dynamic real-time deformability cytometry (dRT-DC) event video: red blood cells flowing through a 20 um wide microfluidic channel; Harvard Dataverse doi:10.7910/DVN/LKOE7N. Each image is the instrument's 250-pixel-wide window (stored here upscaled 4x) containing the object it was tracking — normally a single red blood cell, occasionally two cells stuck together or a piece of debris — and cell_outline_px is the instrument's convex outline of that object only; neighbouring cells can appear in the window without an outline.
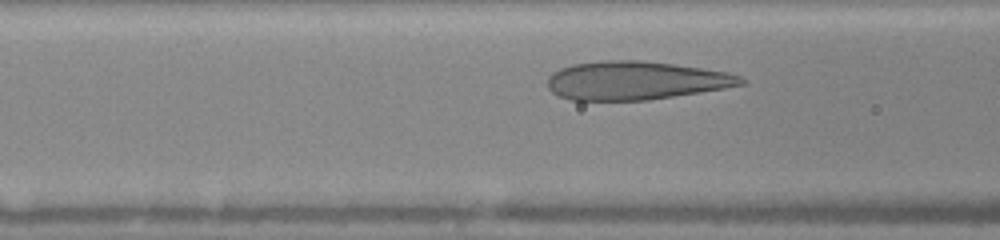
{"species": "human", "species_latin": "Homo sapiens", "temperature_condition": "warm", "stored_images_in_passage": 43, "camera_frame_rate_fps": 3000, "um_per_image_px": 0.085, "donor": {"sex": "female"}, "frame": {"image": 1, "passage_image": 10, "time_ms": 2.0, "image_size_px": [1000, 240], "cell_outline_px": [[744, 84], [724, 88], [648, 100], [572, 100], [556, 96], [548, 88], [548, 76], [552, 72], [560, 68], [572, 64], [608, 60], [640, 60], [672, 64], [728, 72], [740, 76], [744, 80]], "centroid_in_image_um": [53.97, 6.84], "position_along_channel_um": 112.6, "area_um2": 43.18}}
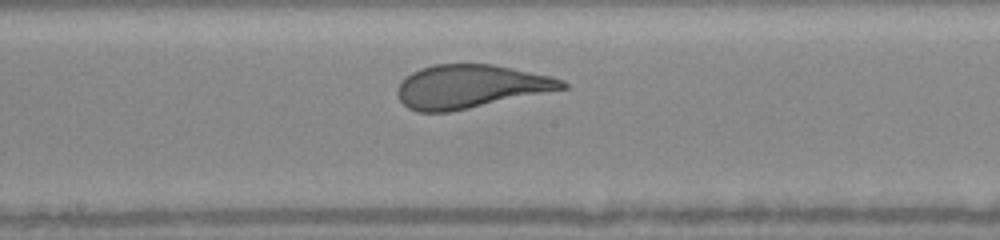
{"frame": {"image": 2, "passage_image": 22, "time_ms": 4.333, "image_size_px": [1000, 240], "cell_outline_px": [[568, 88], [448, 112], [416, 112], [408, 108], [400, 100], [396, 92], [396, 88], [400, 80], [404, 76], [420, 68], [432, 64], [492, 64], [552, 76], [564, 80], [568, 84]], "centroid_in_image_um": [39.94, 7.34], "position_along_channel_um": 208.3, "area_um2": 41.79}}
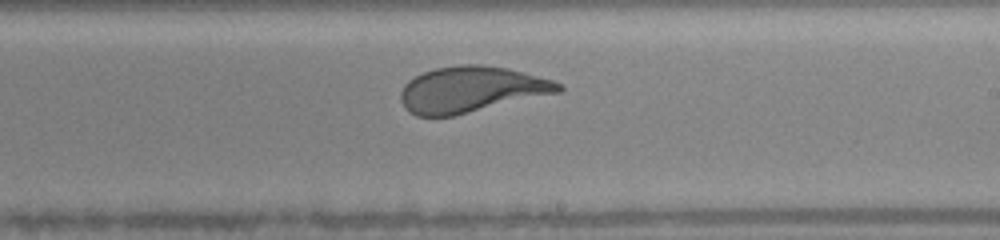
{"frame": {"image": 3, "passage_image": 27, "time_ms": 5.333, "image_size_px": [1000, 240], "cell_outline_px": [[564, 88], [560, 92], [452, 116], [416, 116], [408, 112], [404, 108], [400, 100], [400, 92], [404, 84], [408, 80], [424, 72], [436, 68], [460, 64], [480, 64], [508, 68], [524, 72], [552, 80], [560, 84]], "centroid_in_image_um": [40.01, 7.6], "position_along_channel_um": 249.0, "area_um2": 42.19}, "authors_computed_cell_mechanics": {"area_um2": 42.6564, "velocity_mm_per_s": 4.0869, "shape_relaxation_time_tau1_ms": 3.8604, "shape_relaxation_time_tau2_ms": null, "deformation_change_tau1": 0.1865, "deformation_change_tau2": null}}